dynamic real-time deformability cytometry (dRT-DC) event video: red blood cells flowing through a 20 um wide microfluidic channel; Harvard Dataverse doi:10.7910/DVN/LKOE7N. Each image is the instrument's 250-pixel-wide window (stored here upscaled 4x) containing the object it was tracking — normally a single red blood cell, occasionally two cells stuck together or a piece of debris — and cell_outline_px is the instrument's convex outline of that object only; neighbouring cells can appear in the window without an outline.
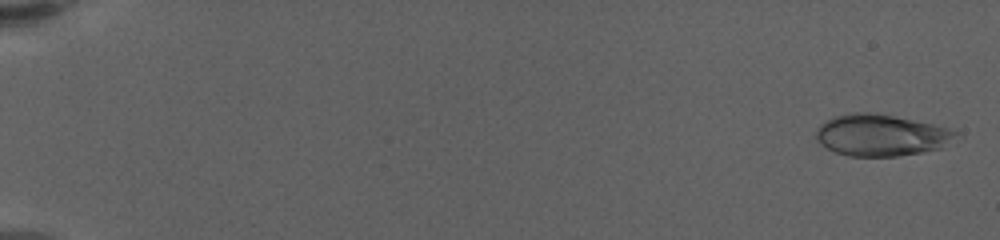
{"species": "human", "species_latin": "Homo sapiens", "temperature_condition": "warm", "stored_images_in_passage": 60, "camera_frame_rate_fps": 3000, "um_per_image_px": 0.085, "donor": {"sex": "female"}, "frame": {"image": 1, "passage_image": 2, "time_ms": 0.333, "image_size_px": [1000, 240], "cell_outline_px": [[956, 132], [944, 148], [896, 156], [848, 156], [836, 152], [828, 148], [816, 136], [816, 128], [820, 124], [836, 116], [856, 112], [868, 112], [892, 116], [932, 124], [948, 128]], "centroid_in_image_um": [74.87, 11.5], "position_along_channel_um": 10.1, "area_um2": 33.06}}
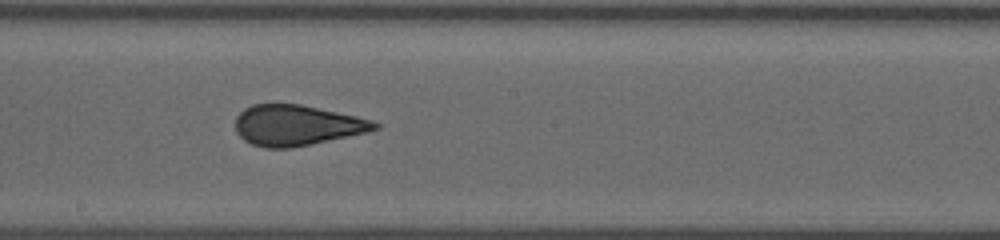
{"frame": {"image": 2, "passage_image": 36, "time_ms": 11.667, "image_size_px": [1000, 240], "cell_outline_px": [[380, 128], [368, 132], [292, 148], [264, 148], [252, 144], [244, 140], [236, 132], [236, 116], [244, 108], [252, 104], [300, 104], [356, 116], [372, 120], [380, 124]], "centroid_in_image_um": [25.22, 10.65], "position_along_channel_um": 223.0, "area_um2": 32.95}}
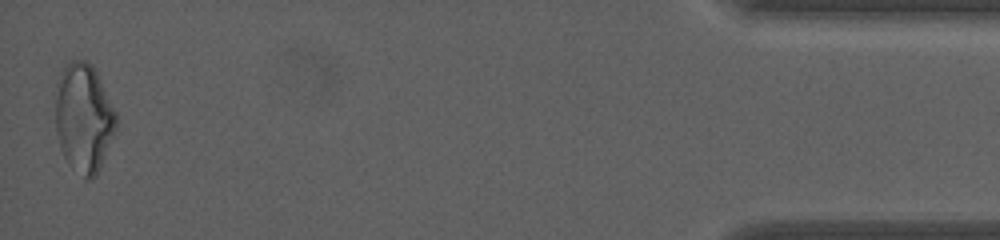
{"frame": {"image": 3, "passage_image": 60, "time_ms": 19.667, "image_size_px": [1000, 240], "cell_outline_px": [[116, 128], [96, 176], [88, 180], [68, 164], [60, 148], [56, 132], [56, 84], [68, 60], [84, 60], [96, 72], [116, 112]], "centroid_in_image_um": [7.1, 10.03], "position_along_channel_um": 428.1, "area_um2": 37.97}, "authors_computed_cell_mechanics": {"area_um2": 33.3506, "velocity_mm_per_s": 3.5309, "shape_relaxation_time_tau1_ms": null, "shape_relaxation_time_tau2_ms": 0.8047, "deformation_change_tau1": null, "deformation_change_tau2": 0.0656}}